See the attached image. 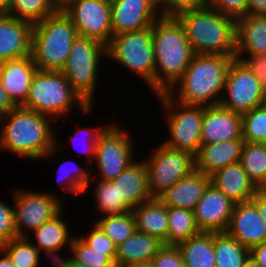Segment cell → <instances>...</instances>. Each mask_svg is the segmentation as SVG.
I'll list each match as a JSON object with an SVG mask.
<instances>
[{
	"label": "cell",
	"mask_w": 266,
	"mask_h": 267,
	"mask_svg": "<svg viewBox=\"0 0 266 267\" xmlns=\"http://www.w3.org/2000/svg\"><path fill=\"white\" fill-rule=\"evenodd\" d=\"M54 122L58 123L45 114L17 106L0 117V150L32 161H50L63 148Z\"/></svg>",
	"instance_id": "1"
},
{
	"label": "cell",
	"mask_w": 266,
	"mask_h": 267,
	"mask_svg": "<svg viewBox=\"0 0 266 267\" xmlns=\"http://www.w3.org/2000/svg\"><path fill=\"white\" fill-rule=\"evenodd\" d=\"M234 58L221 54H195L182 77L167 93L183 104L220 105Z\"/></svg>",
	"instance_id": "2"
},
{
	"label": "cell",
	"mask_w": 266,
	"mask_h": 267,
	"mask_svg": "<svg viewBox=\"0 0 266 267\" xmlns=\"http://www.w3.org/2000/svg\"><path fill=\"white\" fill-rule=\"evenodd\" d=\"M155 59L154 94L168 92L195 56L176 17H159L152 25Z\"/></svg>",
	"instance_id": "3"
},
{
	"label": "cell",
	"mask_w": 266,
	"mask_h": 267,
	"mask_svg": "<svg viewBox=\"0 0 266 267\" xmlns=\"http://www.w3.org/2000/svg\"><path fill=\"white\" fill-rule=\"evenodd\" d=\"M185 29L195 54L235 56L236 20L209 5L183 12L176 17Z\"/></svg>",
	"instance_id": "4"
},
{
	"label": "cell",
	"mask_w": 266,
	"mask_h": 267,
	"mask_svg": "<svg viewBox=\"0 0 266 267\" xmlns=\"http://www.w3.org/2000/svg\"><path fill=\"white\" fill-rule=\"evenodd\" d=\"M21 107L53 119L55 117V121L68 117L74 108L82 113L81 116L92 114L94 109L73 89L61 71L41 70L34 74L28 96Z\"/></svg>",
	"instance_id": "5"
},
{
	"label": "cell",
	"mask_w": 266,
	"mask_h": 267,
	"mask_svg": "<svg viewBox=\"0 0 266 267\" xmlns=\"http://www.w3.org/2000/svg\"><path fill=\"white\" fill-rule=\"evenodd\" d=\"M77 37L76 28L61 9L33 24L31 56L38 70L61 71Z\"/></svg>",
	"instance_id": "6"
},
{
	"label": "cell",
	"mask_w": 266,
	"mask_h": 267,
	"mask_svg": "<svg viewBox=\"0 0 266 267\" xmlns=\"http://www.w3.org/2000/svg\"><path fill=\"white\" fill-rule=\"evenodd\" d=\"M106 58V45L96 39L78 36L61 70L73 89L89 106H94L96 102L98 79L102 75L99 68L103 66V61L106 62Z\"/></svg>",
	"instance_id": "7"
},
{
	"label": "cell",
	"mask_w": 266,
	"mask_h": 267,
	"mask_svg": "<svg viewBox=\"0 0 266 267\" xmlns=\"http://www.w3.org/2000/svg\"><path fill=\"white\" fill-rule=\"evenodd\" d=\"M107 59L130 70L154 93L155 59L152 26L140 31L113 35L106 46Z\"/></svg>",
	"instance_id": "8"
},
{
	"label": "cell",
	"mask_w": 266,
	"mask_h": 267,
	"mask_svg": "<svg viewBox=\"0 0 266 267\" xmlns=\"http://www.w3.org/2000/svg\"><path fill=\"white\" fill-rule=\"evenodd\" d=\"M164 112L166 129L170 137L162 142L176 150L196 155L201 146V127L204 106L188 105L174 100L167 92L155 95Z\"/></svg>",
	"instance_id": "9"
},
{
	"label": "cell",
	"mask_w": 266,
	"mask_h": 267,
	"mask_svg": "<svg viewBox=\"0 0 266 267\" xmlns=\"http://www.w3.org/2000/svg\"><path fill=\"white\" fill-rule=\"evenodd\" d=\"M150 157L142 159L148 174L151 198H158L168 188L195 170V155L189 151L169 148L163 143L154 148Z\"/></svg>",
	"instance_id": "10"
},
{
	"label": "cell",
	"mask_w": 266,
	"mask_h": 267,
	"mask_svg": "<svg viewBox=\"0 0 266 267\" xmlns=\"http://www.w3.org/2000/svg\"><path fill=\"white\" fill-rule=\"evenodd\" d=\"M115 123H111L105 129L96 144L93 165L97 168L96 173H99L98 180H114L136 160L133 137L124 130L123 125Z\"/></svg>",
	"instance_id": "11"
},
{
	"label": "cell",
	"mask_w": 266,
	"mask_h": 267,
	"mask_svg": "<svg viewBox=\"0 0 266 267\" xmlns=\"http://www.w3.org/2000/svg\"><path fill=\"white\" fill-rule=\"evenodd\" d=\"M12 196L17 237H28L65 206L63 197L57 196L56 191L40 192L21 188L15 190Z\"/></svg>",
	"instance_id": "12"
},
{
	"label": "cell",
	"mask_w": 266,
	"mask_h": 267,
	"mask_svg": "<svg viewBox=\"0 0 266 267\" xmlns=\"http://www.w3.org/2000/svg\"><path fill=\"white\" fill-rule=\"evenodd\" d=\"M266 104V90L257 77L234 58L229 66L220 105L232 112L244 114Z\"/></svg>",
	"instance_id": "13"
},
{
	"label": "cell",
	"mask_w": 266,
	"mask_h": 267,
	"mask_svg": "<svg viewBox=\"0 0 266 267\" xmlns=\"http://www.w3.org/2000/svg\"><path fill=\"white\" fill-rule=\"evenodd\" d=\"M71 20L78 36L108 45L113 36L110 0H72L61 9Z\"/></svg>",
	"instance_id": "14"
},
{
	"label": "cell",
	"mask_w": 266,
	"mask_h": 267,
	"mask_svg": "<svg viewBox=\"0 0 266 267\" xmlns=\"http://www.w3.org/2000/svg\"><path fill=\"white\" fill-rule=\"evenodd\" d=\"M234 206L233 201L210 183L194 209L195 222L200 232H226Z\"/></svg>",
	"instance_id": "15"
},
{
	"label": "cell",
	"mask_w": 266,
	"mask_h": 267,
	"mask_svg": "<svg viewBox=\"0 0 266 267\" xmlns=\"http://www.w3.org/2000/svg\"><path fill=\"white\" fill-rule=\"evenodd\" d=\"M113 35L149 28L160 17L155 0H110Z\"/></svg>",
	"instance_id": "16"
},
{
	"label": "cell",
	"mask_w": 266,
	"mask_h": 267,
	"mask_svg": "<svg viewBox=\"0 0 266 267\" xmlns=\"http://www.w3.org/2000/svg\"><path fill=\"white\" fill-rule=\"evenodd\" d=\"M226 233L250 250L266 242V221L251 200L237 203Z\"/></svg>",
	"instance_id": "17"
},
{
	"label": "cell",
	"mask_w": 266,
	"mask_h": 267,
	"mask_svg": "<svg viewBox=\"0 0 266 267\" xmlns=\"http://www.w3.org/2000/svg\"><path fill=\"white\" fill-rule=\"evenodd\" d=\"M63 208L57 215L43 223L28 236L33 245L50 259L49 261L60 262L66 254L62 255L64 248L70 249L74 236L70 233L69 223L64 221L65 211ZM64 215V216H63ZM32 237V239H31ZM66 246V247H65Z\"/></svg>",
	"instance_id": "18"
},
{
	"label": "cell",
	"mask_w": 266,
	"mask_h": 267,
	"mask_svg": "<svg viewBox=\"0 0 266 267\" xmlns=\"http://www.w3.org/2000/svg\"><path fill=\"white\" fill-rule=\"evenodd\" d=\"M242 138V115L221 105L204 106L201 145Z\"/></svg>",
	"instance_id": "19"
},
{
	"label": "cell",
	"mask_w": 266,
	"mask_h": 267,
	"mask_svg": "<svg viewBox=\"0 0 266 267\" xmlns=\"http://www.w3.org/2000/svg\"><path fill=\"white\" fill-rule=\"evenodd\" d=\"M33 24L0 14V63L31 55Z\"/></svg>",
	"instance_id": "20"
},
{
	"label": "cell",
	"mask_w": 266,
	"mask_h": 267,
	"mask_svg": "<svg viewBox=\"0 0 266 267\" xmlns=\"http://www.w3.org/2000/svg\"><path fill=\"white\" fill-rule=\"evenodd\" d=\"M37 70L31 55L0 63L3 88L17 106L25 102L32 78Z\"/></svg>",
	"instance_id": "21"
},
{
	"label": "cell",
	"mask_w": 266,
	"mask_h": 267,
	"mask_svg": "<svg viewBox=\"0 0 266 267\" xmlns=\"http://www.w3.org/2000/svg\"><path fill=\"white\" fill-rule=\"evenodd\" d=\"M245 140L232 139L215 143L202 144L195 155V170L206 175L239 162Z\"/></svg>",
	"instance_id": "22"
},
{
	"label": "cell",
	"mask_w": 266,
	"mask_h": 267,
	"mask_svg": "<svg viewBox=\"0 0 266 267\" xmlns=\"http://www.w3.org/2000/svg\"><path fill=\"white\" fill-rule=\"evenodd\" d=\"M210 183V175L194 170L168 188L158 199L167 207L194 211Z\"/></svg>",
	"instance_id": "23"
},
{
	"label": "cell",
	"mask_w": 266,
	"mask_h": 267,
	"mask_svg": "<svg viewBox=\"0 0 266 267\" xmlns=\"http://www.w3.org/2000/svg\"><path fill=\"white\" fill-rule=\"evenodd\" d=\"M111 182L116 185L119 200L132 210L151 198L144 161L136 159Z\"/></svg>",
	"instance_id": "24"
},
{
	"label": "cell",
	"mask_w": 266,
	"mask_h": 267,
	"mask_svg": "<svg viewBox=\"0 0 266 267\" xmlns=\"http://www.w3.org/2000/svg\"><path fill=\"white\" fill-rule=\"evenodd\" d=\"M211 184L224 193L235 204L250 201L259 190L249 179L240 162L215 171Z\"/></svg>",
	"instance_id": "25"
},
{
	"label": "cell",
	"mask_w": 266,
	"mask_h": 267,
	"mask_svg": "<svg viewBox=\"0 0 266 267\" xmlns=\"http://www.w3.org/2000/svg\"><path fill=\"white\" fill-rule=\"evenodd\" d=\"M164 246L159 238L137 230L117 245L116 267H129L134 264L152 262L153 257Z\"/></svg>",
	"instance_id": "26"
},
{
	"label": "cell",
	"mask_w": 266,
	"mask_h": 267,
	"mask_svg": "<svg viewBox=\"0 0 266 267\" xmlns=\"http://www.w3.org/2000/svg\"><path fill=\"white\" fill-rule=\"evenodd\" d=\"M266 54V16L251 15L236 20V53Z\"/></svg>",
	"instance_id": "27"
},
{
	"label": "cell",
	"mask_w": 266,
	"mask_h": 267,
	"mask_svg": "<svg viewBox=\"0 0 266 267\" xmlns=\"http://www.w3.org/2000/svg\"><path fill=\"white\" fill-rule=\"evenodd\" d=\"M138 232L159 238L167 245V206L158 198H152L132 209Z\"/></svg>",
	"instance_id": "28"
},
{
	"label": "cell",
	"mask_w": 266,
	"mask_h": 267,
	"mask_svg": "<svg viewBox=\"0 0 266 267\" xmlns=\"http://www.w3.org/2000/svg\"><path fill=\"white\" fill-rule=\"evenodd\" d=\"M186 267H215L213 233L199 234L177 244Z\"/></svg>",
	"instance_id": "29"
},
{
	"label": "cell",
	"mask_w": 266,
	"mask_h": 267,
	"mask_svg": "<svg viewBox=\"0 0 266 267\" xmlns=\"http://www.w3.org/2000/svg\"><path fill=\"white\" fill-rule=\"evenodd\" d=\"M88 168V169H87ZM58 185L62 188L65 193L69 192L72 197L75 195L80 196L87 194L91 183V167H82L80 164L74 160H66L59 165L58 172Z\"/></svg>",
	"instance_id": "30"
},
{
	"label": "cell",
	"mask_w": 266,
	"mask_h": 267,
	"mask_svg": "<svg viewBox=\"0 0 266 267\" xmlns=\"http://www.w3.org/2000/svg\"><path fill=\"white\" fill-rule=\"evenodd\" d=\"M215 267H242L250 251L235 238L224 233H213Z\"/></svg>",
	"instance_id": "31"
},
{
	"label": "cell",
	"mask_w": 266,
	"mask_h": 267,
	"mask_svg": "<svg viewBox=\"0 0 266 267\" xmlns=\"http://www.w3.org/2000/svg\"><path fill=\"white\" fill-rule=\"evenodd\" d=\"M243 170L258 189L266 186V143H244L239 160Z\"/></svg>",
	"instance_id": "32"
},
{
	"label": "cell",
	"mask_w": 266,
	"mask_h": 267,
	"mask_svg": "<svg viewBox=\"0 0 266 267\" xmlns=\"http://www.w3.org/2000/svg\"><path fill=\"white\" fill-rule=\"evenodd\" d=\"M167 216V245H177L200 233L195 222L194 211L178 207H167Z\"/></svg>",
	"instance_id": "33"
},
{
	"label": "cell",
	"mask_w": 266,
	"mask_h": 267,
	"mask_svg": "<svg viewBox=\"0 0 266 267\" xmlns=\"http://www.w3.org/2000/svg\"><path fill=\"white\" fill-rule=\"evenodd\" d=\"M93 197L100 217L113 216L132 211L123 200H119L117 187L111 181L94 179Z\"/></svg>",
	"instance_id": "34"
},
{
	"label": "cell",
	"mask_w": 266,
	"mask_h": 267,
	"mask_svg": "<svg viewBox=\"0 0 266 267\" xmlns=\"http://www.w3.org/2000/svg\"><path fill=\"white\" fill-rule=\"evenodd\" d=\"M14 267H40L42 253L28 237H16L0 246Z\"/></svg>",
	"instance_id": "35"
},
{
	"label": "cell",
	"mask_w": 266,
	"mask_h": 267,
	"mask_svg": "<svg viewBox=\"0 0 266 267\" xmlns=\"http://www.w3.org/2000/svg\"><path fill=\"white\" fill-rule=\"evenodd\" d=\"M57 10L53 0H11L8 15L35 24Z\"/></svg>",
	"instance_id": "36"
},
{
	"label": "cell",
	"mask_w": 266,
	"mask_h": 267,
	"mask_svg": "<svg viewBox=\"0 0 266 267\" xmlns=\"http://www.w3.org/2000/svg\"><path fill=\"white\" fill-rule=\"evenodd\" d=\"M116 245H119L136 230L133 212L113 216L99 217L93 220Z\"/></svg>",
	"instance_id": "37"
},
{
	"label": "cell",
	"mask_w": 266,
	"mask_h": 267,
	"mask_svg": "<svg viewBox=\"0 0 266 267\" xmlns=\"http://www.w3.org/2000/svg\"><path fill=\"white\" fill-rule=\"evenodd\" d=\"M242 138L246 142L266 143V104L242 114Z\"/></svg>",
	"instance_id": "38"
},
{
	"label": "cell",
	"mask_w": 266,
	"mask_h": 267,
	"mask_svg": "<svg viewBox=\"0 0 266 267\" xmlns=\"http://www.w3.org/2000/svg\"><path fill=\"white\" fill-rule=\"evenodd\" d=\"M110 124H105V122H104V125L103 124H101V126H96L95 125V127H91V126H83V128L81 129H78V130H76L75 132H76V134L75 135H72V146H73V148H76V150H77V152H79L80 154L81 153H83V155L84 154H86V158H87V160H86V162H85V166H87V165H89L90 167H91V176L93 177V175H92V172H94V170H93V162H94V160H95V152H96V144H97V142H98V139H99V136L105 131V129L109 126ZM80 135V136H79ZM83 135V136H82ZM87 136V137H84V136ZM79 137H82L83 139V142L81 143V138H80V143L82 144H79V145H81L82 147H81V149L79 148V145H77L76 143H79L78 141H77V138L79 139ZM76 140V141H75ZM84 145V146H83ZM79 148H77V147ZM75 150V151H76Z\"/></svg>",
	"instance_id": "39"
},
{
	"label": "cell",
	"mask_w": 266,
	"mask_h": 267,
	"mask_svg": "<svg viewBox=\"0 0 266 267\" xmlns=\"http://www.w3.org/2000/svg\"><path fill=\"white\" fill-rule=\"evenodd\" d=\"M70 253V254H69ZM68 255L76 262H81L92 267L116 266L106 255L90 248L79 235H74Z\"/></svg>",
	"instance_id": "40"
},
{
	"label": "cell",
	"mask_w": 266,
	"mask_h": 267,
	"mask_svg": "<svg viewBox=\"0 0 266 267\" xmlns=\"http://www.w3.org/2000/svg\"><path fill=\"white\" fill-rule=\"evenodd\" d=\"M91 223L92 226L89 228L88 233L86 232L85 236L81 234L79 237L86 242L91 249L98 253H103L115 263L117 245L105 235L102 229L94 221Z\"/></svg>",
	"instance_id": "41"
},
{
	"label": "cell",
	"mask_w": 266,
	"mask_h": 267,
	"mask_svg": "<svg viewBox=\"0 0 266 267\" xmlns=\"http://www.w3.org/2000/svg\"><path fill=\"white\" fill-rule=\"evenodd\" d=\"M160 17H177L179 14L197 9L206 4V0H155Z\"/></svg>",
	"instance_id": "42"
},
{
	"label": "cell",
	"mask_w": 266,
	"mask_h": 267,
	"mask_svg": "<svg viewBox=\"0 0 266 267\" xmlns=\"http://www.w3.org/2000/svg\"><path fill=\"white\" fill-rule=\"evenodd\" d=\"M206 4L234 20L248 15L247 0H206Z\"/></svg>",
	"instance_id": "43"
},
{
	"label": "cell",
	"mask_w": 266,
	"mask_h": 267,
	"mask_svg": "<svg viewBox=\"0 0 266 267\" xmlns=\"http://www.w3.org/2000/svg\"><path fill=\"white\" fill-rule=\"evenodd\" d=\"M16 237L13 205L0 200V246Z\"/></svg>",
	"instance_id": "44"
},
{
	"label": "cell",
	"mask_w": 266,
	"mask_h": 267,
	"mask_svg": "<svg viewBox=\"0 0 266 267\" xmlns=\"http://www.w3.org/2000/svg\"><path fill=\"white\" fill-rule=\"evenodd\" d=\"M154 267H186L177 245H164L152 259Z\"/></svg>",
	"instance_id": "45"
},
{
	"label": "cell",
	"mask_w": 266,
	"mask_h": 267,
	"mask_svg": "<svg viewBox=\"0 0 266 267\" xmlns=\"http://www.w3.org/2000/svg\"><path fill=\"white\" fill-rule=\"evenodd\" d=\"M235 58L251 70L266 90V54H235Z\"/></svg>",
	"instance_id": "46"
},
{
	"label": "cell",
	"mask_w": 266,
	"mask_h": 267,
	"mask_svg": "<svg viewBox=\"0 0 266 267\" xmlns=\"http://www.w3.org/2000/svg\"><path fill=\"white\" fill-rule=\"evenodd\" d=\"M16 107L17 105L12 101L6 90L3 88L0 78V117L6 115Z\"/></svg>",
	"instance_id": "47"
},
{
	"label": "cell",
	"mask_w": 266,
	"mask_h": 267,
	"mask_svg": "<svg viewBox=\"0 0 266 267\" xmlns=\"http://www.w3.org/2000/svg\"><path fill=\"white\" fill-rule=\"evenodd\" d=\"M250 256L260 267H266V242L252 247Z\"/></svg>",
	"instance_id": "48"
},
{
	"label": "cell",
	"mask_w": 266,
	"mask_h": 267,
	"mask_svg": "<svg viewBox=\"0 0 266 267\" xmlns=\"http://www.w3.org/2000/svg\"><path fill=\"white\" fill-rule=\"evenodd\" d=\"M251 201L256 205L258 212L266 221V191L259 189Z\"/></svg>",
	"instance_id": "49"
},
{
	"label": "cell",
	"mask_w": 266,
	"mask_h": 267,
	"mask_svg": "<svg viewBox=\"0 0 266 267\" xmlns=\"http://www.w3.org/2000/svg\"><path fill=\"white\" fill-rule=\"evenodd\" d=\"M248 14L266 16V0H247Z\"/></svg>",
	"instance_id": "50"
},
{
	"label": "cell",
	"mask_w": 266,
	"mask_h": 267,
	"mask_svg": "<svg viewBox=\"0 0 266 267\" xmlns=\"http://www.w3.org/2000/svg\"><path fill=\"white\" fill-rule=\"evenodd\" d=\"M60 267H92L87 264L76 262L70 256L66 255L60 262ZM104 267H116V266H104Z\"/></svg>",
	"instance_id": "51"
},
{
	"label": "cell",
	"mask_w": 266,
	"mask_h": 267,
	"mask_svg": "<svg viewBox=\"0 0 266 267\" xmlns=\"http://www.w3.org/2000/svg\"><path fill=\"white\" fill-rule=\"evenodd\" d=\"M0 267H14L9 256L0 248Z\"/></svg>",
	"instance_id": "52"
},
{
	"label": "cell",
	"mask_w": 266,
	"mask_h": 267,
	"mask_svg": "<svg viewBox=\"0 0 266 267\" xmlns=\"http://www.w3.org/2000/svg\"><path fill=\"white\" fill-rule=\"evenodd\" d=\"M11 0H0V14H8Z\"/></svg>",
	"instance_id": "53"
},
{
	"label": "cell",
	"mask_w": 266,
	"mask_h": 267,
	"mask_svg": "<svg viewBox=\"0 0 266 267\" xmlns=\"http://www.w3.org/2000/svg\"><path fill=\"white\" fill-rule=\"evenodd\" d=\"M242 267H260V266L254 261V259L251 256H249L242 265Z\"/></svg>",
	"instance_id": "54"
},
{
	"label": "cell",
	"mask_w": 266,
	"mask_h": 267,
	"mask_svg": "<svg viewBox=\"0 0 266 267\" xmlns=\"http://www.w3.org/2000/svg\"><path fill=\"white\" fill-rule=\"evenodd\" d=\"M70 1L72 0H53L54 5L58 9H62L64 6H66Z\"/></svg>",
	"instance_id": "55"
},
{
	"label": "cell",
	"mask_w": 266,
	"mask_h": 267,
	"mask_svg": "<svg viewBox=\"0 0 266 267\" xmlns=\"http://www.w3.org/2000/svg\"><path fill=\"white\" fill-rule=\"evenodd\" d=\"M129 267H154L152 262H146V263H140V264H134Z\"/></svg>",
	"instance_id": "56"
},
{
	"label": "cell",
	"mask_w": 266,
	"mask_h": 267,
	"mask_svg": "<svg viewBox=\"0 0 266 267\" xmlns=\"http://www.w3.org/2000/svg\"><path fill=\"white\" fill-rule=\"evenodd\" d=\"M51 264L53 265V267H60L58 262H53L52 261Z\"/></svg>",
	"instance_id": "57"
}]
</instances>
